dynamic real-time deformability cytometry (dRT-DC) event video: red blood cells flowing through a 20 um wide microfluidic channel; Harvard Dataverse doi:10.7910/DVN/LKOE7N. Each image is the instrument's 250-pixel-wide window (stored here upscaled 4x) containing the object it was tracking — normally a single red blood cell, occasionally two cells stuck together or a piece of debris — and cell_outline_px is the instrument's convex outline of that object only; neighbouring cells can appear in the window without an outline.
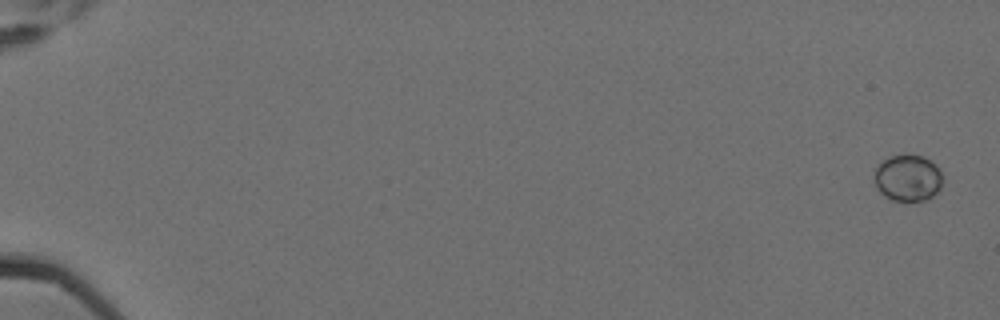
{"species": "Egyptian fruit bat (a non-hibernating species)", "species_latin": "Rousettus aegyptiacus", "temperature_condition": "cold", "stored_images_in_passage": 9, "camera_frame_rate_fps": 3000, "um_per_image_px": 0.085, "animal": {"sex": "female"}, "frame": {"image": 1, "passage_image": 1, "time_ms": 0.0, "image_size_px": [1000, 320], "cell_outline_px": [[940, 188], [928, 200], [892, 200], [884, 196], [876, 188], [872, 180], [876, 168], [888, 156], [920, 156], [936, 164], [940, 172]], "centroid_in_image_um": [77.11, 15.15], "position_along_channel_um": 7.9, "area_um2": 18.21}}